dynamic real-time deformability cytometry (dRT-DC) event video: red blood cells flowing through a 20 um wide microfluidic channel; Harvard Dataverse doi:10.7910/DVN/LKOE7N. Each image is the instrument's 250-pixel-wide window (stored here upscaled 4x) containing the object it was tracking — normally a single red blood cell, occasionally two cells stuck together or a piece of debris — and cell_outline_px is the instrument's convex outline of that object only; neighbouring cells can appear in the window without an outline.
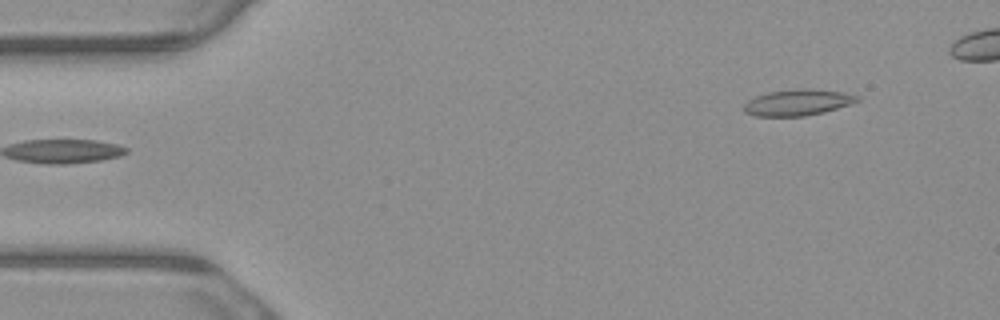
{"species": "common noctule bat (a hibernating species)", "species_latin": "Nyctalus noctula", "temperature_condition": "warm", "stored_images_in_passage": 4, "segment_of_instrument_passage": [2, 2], "camera_frame_rate_fps": 3000, "um_per_image_px": 0.085, "animal": {"sex": "male", "body_mass_g": 23.1, "forearm_length_mm": 52.7}, "frame": {"image": 1, "passage_image": 4, "time_ms": 1.0, "image_size_px": [1000, 320], "cell_outline_px": [[860, 100], [852, 104], [824, 112], [804, 116], [756, 116], [744, 112], [744, 104], [748, 100], [756, 96], [768, 92], [804, 88], [808, 88], [844, 92], [860, 96]], "centroid_in_image_um": [67.84, 8.71], "position_along_channel_um": 17.2, "area_um2": 17.34}}